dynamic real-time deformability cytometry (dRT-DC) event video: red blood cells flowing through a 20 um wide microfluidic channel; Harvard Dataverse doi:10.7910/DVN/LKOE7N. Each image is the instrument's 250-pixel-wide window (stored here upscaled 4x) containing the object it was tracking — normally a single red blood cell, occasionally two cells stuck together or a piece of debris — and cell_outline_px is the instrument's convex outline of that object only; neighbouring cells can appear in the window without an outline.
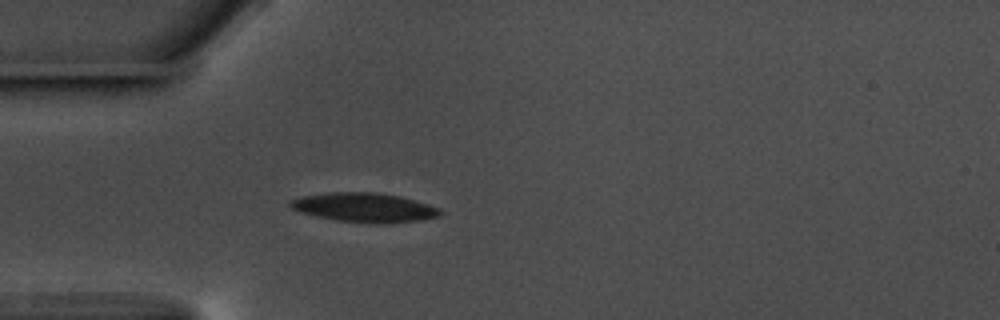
{"species": "common noctule bat (a hibernating species)", "species_latin": "Nyctalus noctula", "temperature_condition": "warm", "stored_images_in_passage": 42, "camera_frame_rate_fps": 3000, "um_per_image_px": 0.085, "animal": {"sex": "male", "body_mass_g": 17.5, "forearm_length_mm": 52.3}, "frame": {"image": 1, "passage_image": 1, "time_ms": 0.0, "image_size_px": [1000, 320], "cell_outline_px": [[444, 212], [440, 216], [420, 220], [376, 224], [336, 220], [316, 216], [300, 212], [292, 208], [288, 204], [292, 200], [304, 196], [328, 192], [376, 192], [400, 196], [428, 204], [440, 208]], "centroid_in_image_um": [31.01, 17.64], "position_along_channel_um": 54.0, "area_um2": 25.49}}
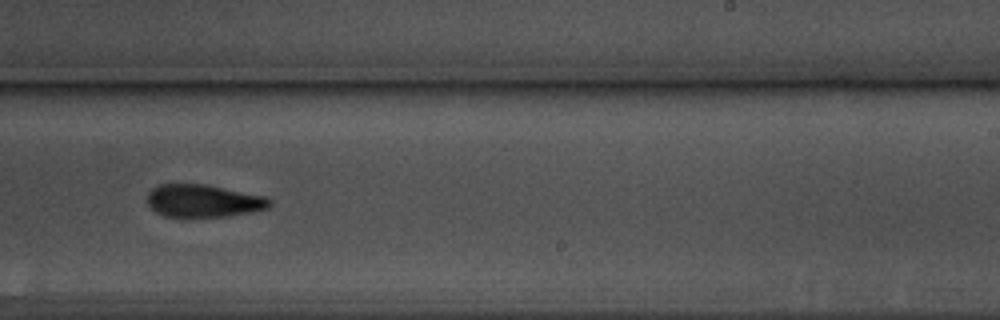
{"frame": {"image": 2, "passage_image": 20, "time_ms": 6.333, "image_size_px": [1000, 320], "cell_outline_px": [[272, 204], [268, 208], [228, 216], [184, 220], [164, 216], [156, 212], [148, 204], [148, 192], [152, 188], [160, 184], [204, 184], [264, 196], [272, 200]], "centroid_in_image_um": [17.24, 17.12], "position_along_channel_um": 271.8, "area_um2": 23.87}}
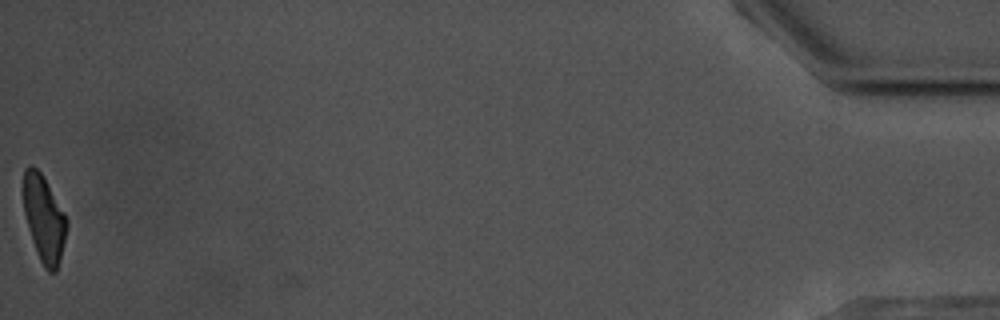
{"frame": {"image": 3, "passage_image": 42, "time_ms": 13.667, "image_size_px": [1000, 320], "cell_outline_px": [[68, 228], [56, 272], [48, 272], [44, 268], [40, 260], [32, 240], [28, 228], [24, 212], [24, 168], [28, 164], [32, 164], [44, 176], [64, 212], [68, 220]], "centroid_in_image_um": [3.75, 18.57], "position_along_channel_um": 431.4, "area_um2": 21.85}, "authors_computed_cell_mechanics": {"area_um2": 24.1026, "velocity_mm_per_s": 3.5606, "shape_relaxation_time_tau1_ms": 3.7791, "shape_relaxation_time_tau2_ms": 5.9919, "deformation_change_tau1": 0.1251, "deformation_change_tau2": 0.135}}